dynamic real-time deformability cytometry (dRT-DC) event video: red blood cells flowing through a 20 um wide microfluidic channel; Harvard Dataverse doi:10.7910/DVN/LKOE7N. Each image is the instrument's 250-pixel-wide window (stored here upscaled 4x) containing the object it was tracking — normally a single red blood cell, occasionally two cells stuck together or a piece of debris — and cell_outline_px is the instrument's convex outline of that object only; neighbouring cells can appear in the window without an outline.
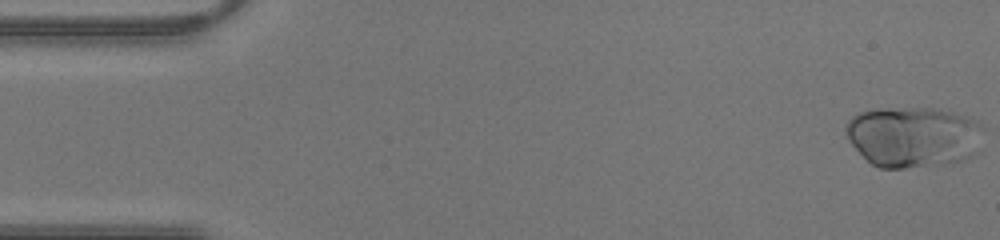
{"species": "human", "species_latin": "Homo sapiens", "temperature_condition": "warm", "stored_images_in_passage": 43, "camera_frame_rate_fps": 3000, "um_per_image_px": 0.085, "donor": {"sex": "male"}, "frame": {"image": 1, "passage_image": 1, "time_ms": 0.0, "image_size_px": [1000, 240], "cell_outline_px": [[984, 128], [976, 152], [972, 156], [964, 160], [944, 164], [904, 168], [880, 168], [872, 164], [852, 144], [844, 128], [848, 120], [852, 116], [860, 112], [880, 108], [932, 108], [972, 116], [980, 120], [984, 124]], "centroid_in_image_um": [77.69, 11.61], "position_along_channel_um": 7.3, "area_um2": 49.13}}
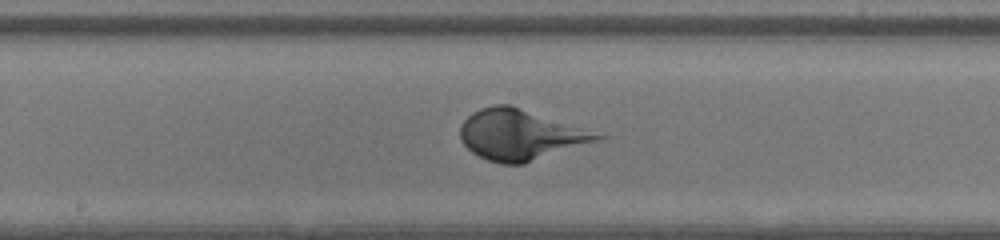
{"frame": {"image": 2, "passage_image": 22, "time_ms": 7.0, "image_size_px": [1000, 240], "cell_outline_px": [[608, 136], [600, 140], [524, 164], [500, 164], [488, 160], [472, 152], [460, 140], [460, 124], [472, 112], [480, 108], [496, 104], [508, 104], [584, 128]], "centroid_in_image_um": [44.21, 11.46], "position_along_channel_um": 204.0, "area_um2": 40.17}}
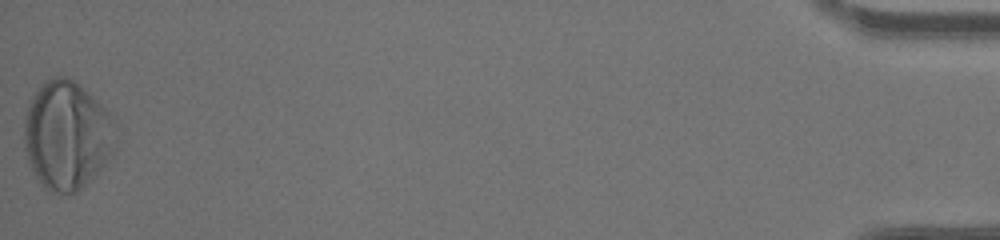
{"frame": {"image": 3, "passage_image": 43, "time_ms": 14.0, "image_size_px": [1000, 240], "cell_outline_px": [[116, 120], [112, 152], [104, 164], [76, 192], [68, 196], [48, 192], [40, 184], [28, 164], [24, 148], [24, 120], [28, 108], [36, 92], [44, 80], [56, 76], [64, 76], [80, 84], [112, 112]], "centroid_in_image_um": [5.68, 11.5], "position_along_channel_um": 429.5, "area_um2": 58.32}}